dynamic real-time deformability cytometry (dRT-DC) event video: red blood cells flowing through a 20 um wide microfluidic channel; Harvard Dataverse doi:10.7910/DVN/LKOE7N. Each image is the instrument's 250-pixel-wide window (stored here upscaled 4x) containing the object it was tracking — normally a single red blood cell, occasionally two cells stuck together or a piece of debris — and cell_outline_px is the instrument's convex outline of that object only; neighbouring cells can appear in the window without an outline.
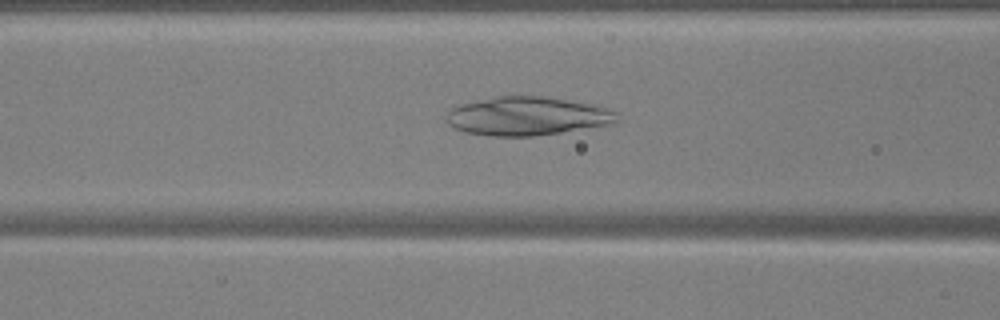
{"species": "common noctule bat (a hibernating species)", "species_latin": "Nyctalus noctula", "temperature_condition": "warm", "stored_images_in_passage": 53, "camera_frame_rate_fps": 3000, "um_per_image_px": 0.085, "animal": {"sex": "male", "body_mass_g": 17.9, "forearm_length_mm": 54.2}, "frame": {"image": 1, "passage_image": 22, "time_ms": 7.0, "image_size_px": [1000, 320], "cell_outline_px": [[620, 120], [616, 124], [532, 136], [492, 136], [464, 132], [448, 124], [444, 120], [444, 112], [448, 108], [460, 104], [496, 96], [544, 96], [600, 104], [616, 112]], "centroid_in_image_um": [44.83, 9.86], "position_along_channel_um": 121.8, "area_um2": 39.19}}
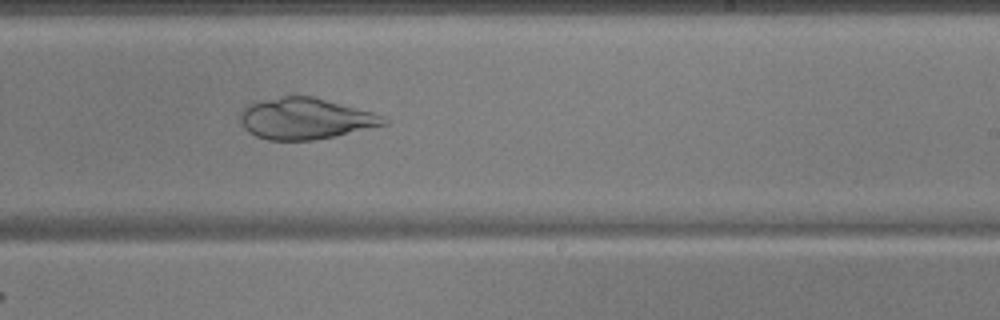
{"frame": {"image": 2, "passage_image": 33, "time_ms": 10.667, "image_size_px": [1000, 320], "cell_outline_px": [[388, 124], [316, 140], [268, 140], [256, 136], [248, 132], [244, 128], [240, 120], [240, 112], [248, 104], [260, 100], [280, 96], [312, 96], [372, 112], [384, 116], [388, 120]], "centroid_in_image_um": [25.93, 10.08], "position_along_channel_um": 263.1, "area_um2": 34.45}}
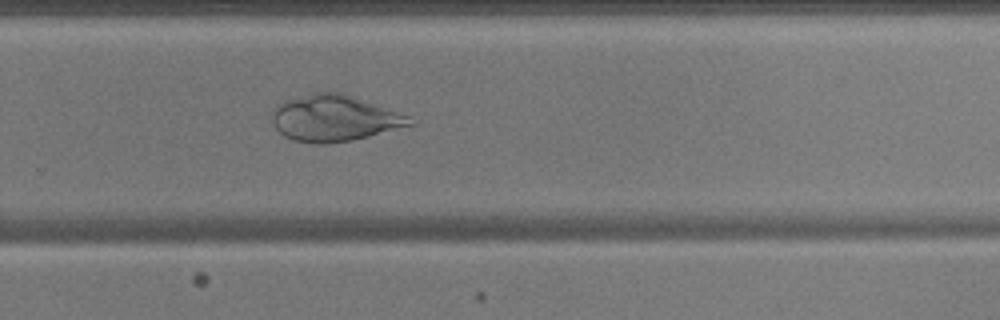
{"frame": {"image": 3, "passage_image": 36, "time_ms": 11.667, "image_size_px": [1000, 320], "cell_outline_px": [[416, 124], [352, 140], [324, 144], [316, 144], [292, 140], [284, 136], [276, 128], [272, 120], [272, 108], [276, 104], [284, 100], [316, 92], [336, 92], [412, 116]], "centroid_in_image_um": [28.39, 10.06], "position_along_channel_um": 301.4, "area_um2": 36.88}}